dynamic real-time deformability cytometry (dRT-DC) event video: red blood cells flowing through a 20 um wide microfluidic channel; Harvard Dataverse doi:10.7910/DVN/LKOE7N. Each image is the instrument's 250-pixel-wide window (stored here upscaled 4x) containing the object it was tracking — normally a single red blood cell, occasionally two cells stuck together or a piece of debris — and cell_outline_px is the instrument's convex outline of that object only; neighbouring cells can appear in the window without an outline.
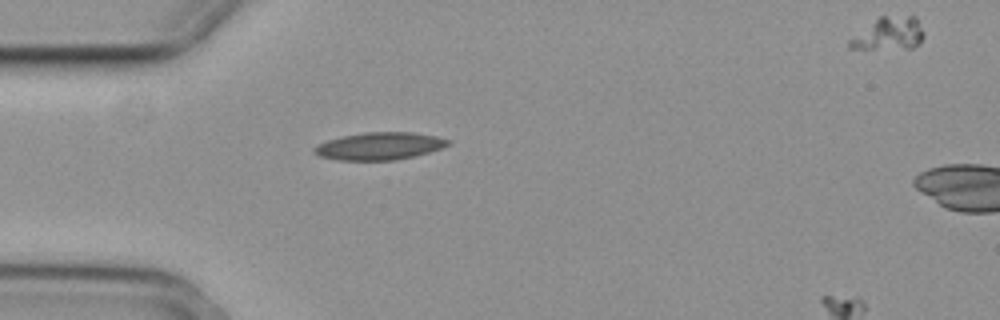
{"species": "common noctule bat (a hibernating species)", "species_latin": "Nyctalus noctula", "temperature_condition": "cold", "stored_images_in_passage": 40, "camera_frame_rate_fps": 3000, "um_per_image_px": 0.085, "animal": {"sex": "female", "body_mass_g": 29.2, "forearm_length_mm": 56.3}, "frame": {"image": 1, "passage_image": 1, "time_ms": 0.0, "image_size_px": [1000, 320], "cell_outline_px": [[452, 144], [416, 156], [396, 160], [340, 160], [320, 156], [312, 152], [312, 148], [328, 140], [344, 136], [364, 132], [412, 132], [436, 136], [452, 140]], "centroid_in_image_um": [32.29, 12.41], "position_along_channel_um": 52.7, "area_um2": 21.39}}
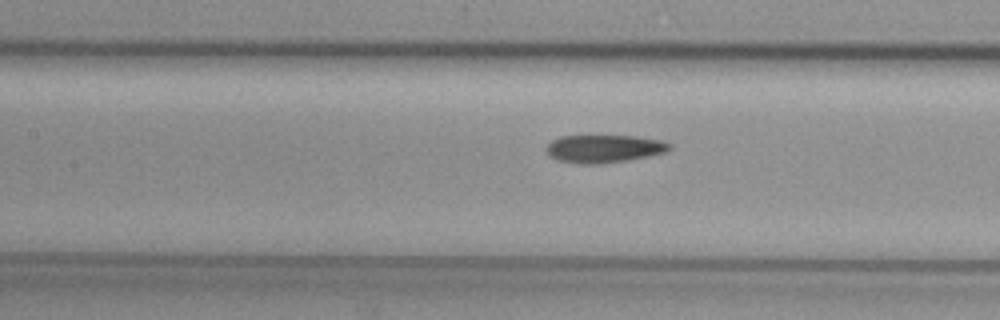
{"frame": {"image": 2, "passage_image": 10, "time_ms": 3.0, "image_size_px": [1000, 320], "cell_outline_px": [[672, 148], [664, 152], [648, 156], [628, 160], [600, 164], [580, 164], [556, 160], [548, 156], [544, 148], [552, 140], [560, 136], [636, 136], [664, 140], [672, 144]], "centroid_in_image_um": [51.32, 12.64], "position_along_channel_um": 156.1, "area_um2": 20.29}}
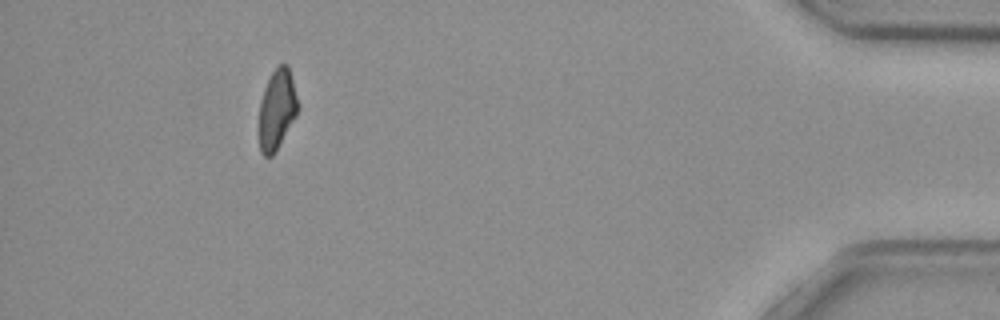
{"frame": {"image": 3, "passage_image": 36, "time_ms": 11.667, "image_size_px": [1000, 320], "cell_outline_px": [[300, 108], [296, 116], [276, 152], [272, 156], [264, 156], [260, 152], [256, 128], [260, 100], [264, 88], [272, 72], [280, 64], [288, 64], [300, 104]], "centroid_in_image_um": [23.51, 9.36], "position_along_channel_um": 411.7, "area_um2": 19.02}}